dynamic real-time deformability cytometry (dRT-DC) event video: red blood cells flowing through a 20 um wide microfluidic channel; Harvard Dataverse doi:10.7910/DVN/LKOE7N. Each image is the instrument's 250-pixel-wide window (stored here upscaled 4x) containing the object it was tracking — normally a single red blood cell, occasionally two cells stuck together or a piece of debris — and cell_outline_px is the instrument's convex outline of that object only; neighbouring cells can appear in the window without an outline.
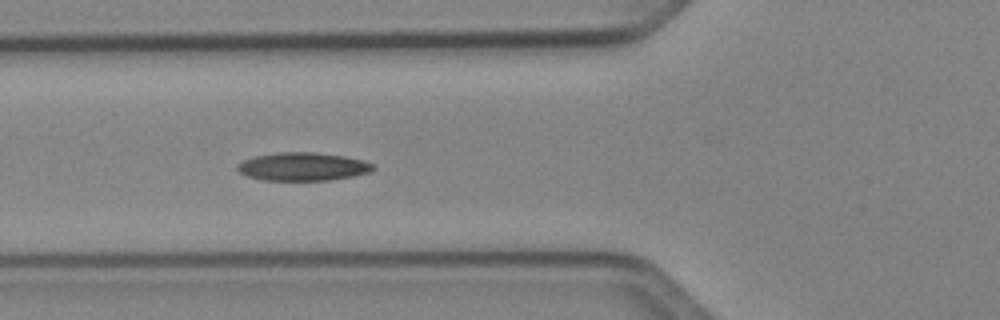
{"species": "Egyptian fruit bat (a non-hibernating species)", "species_latin": "Rousettus aegyptiacus", "temperature_condition": "cold", "stored_images_in_passage": 6, "segment_of_instrument_passage": [1, 2], "camera_frame_rate_fps": 3000, "um_per_image_px": 0.085, "animal": {"sex": "female"}, "frame": {"image": 1, "passage_image": 5, "time_ms": 5.333, "image_size_px": [1000, 320], "cell_outline_px": [[376, 168], [368, 172], [352, 176], [328, 180], [264, 180], [248, 176], [240, 172], [236, 168], [236, 164], [252, 156], [276, 152], [316, 152], [344, 156], [364, 160], [372, 164]], "centroid_in_image_um": [25.71, 14.15], "position_along_channel_um": 100.1, "area_um2": 22.31}}